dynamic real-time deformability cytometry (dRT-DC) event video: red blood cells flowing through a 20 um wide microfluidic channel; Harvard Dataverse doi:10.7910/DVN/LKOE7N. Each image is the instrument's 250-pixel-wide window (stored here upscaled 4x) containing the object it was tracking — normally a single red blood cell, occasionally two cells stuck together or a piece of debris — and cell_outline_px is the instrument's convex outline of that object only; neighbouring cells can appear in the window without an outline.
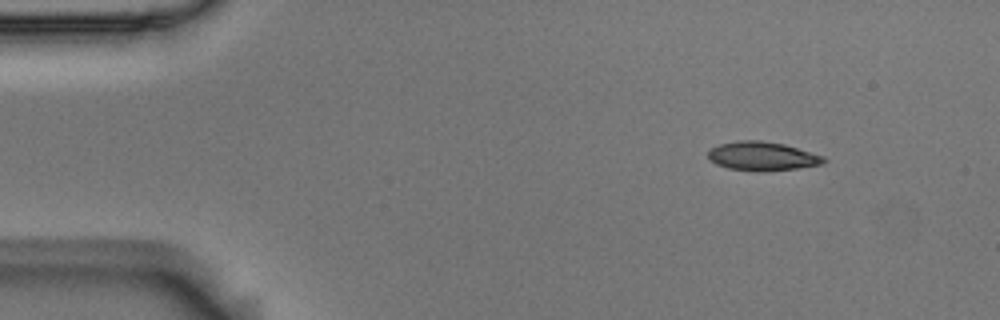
{"species": "Egyptian fruit bat (a non-hibernating species)", "species_latin": "Rousettus aegyptiacus", "temperature_condition": "room temperature", "stored_images_in_passage": 5, "camera_frame_rate_fps": 3000, "um_per_image_px": 0.085, "animal": {"sex": "male"}, "frame": {"image": 1, "passage_image": 2, "time_ms": 0.333, "image_size_px": [1000, 320], "cell_outline_px": [[828, 160], [824, 164], [796, 168], [760, 172], [756, 172], [728, 168], [716, 164], [708, 160], [708, 152], [712, 148], [720, 144], [736, 140], [760, 140], [784, 144], [824, 156]], "centroid_in_image_um": [64.79, 13.28], "position_along_channel_um": 20.2, "area_um2": 19.59}}
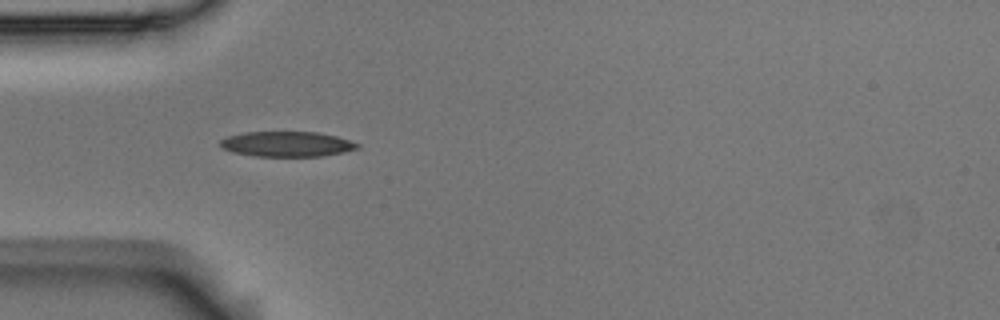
{"frame": {"image": 2, "passage_image": 4, "time_ms": 1.0, "image_size_px": [1000, 320], "cell_outline_px": [[360, 148], [324, 156], [256, 156], [232, 152], [220, 148], [220, 140], [228, 136], [244, 132], [316, 132], [336, 136], [360, 144]], "centroid_in_image_um": [24.36, 12.25], "position_along_channel_um": 60.6, "area_um2": 20.11}}
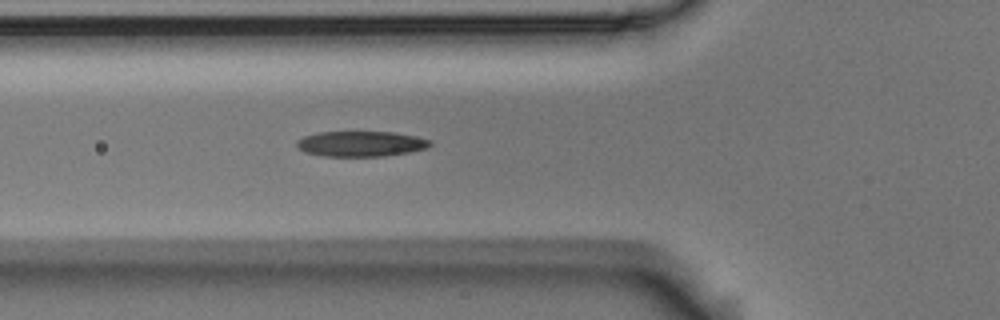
{"frame": {"image": 3, "passage_image": 5, "time_ms": 1.333, "image_size_px": [1000, 320], "cell_outline_px": [[432, 144], [428, 148], [408, 152], [384, 156], [324, 156], [304, 152], [296, 144], [296, 140], [304, 136], [320, 132], [396, 132], [416, 136], [432, 140]], "centroid_in_image_um": [30.71, 12.22], "position_along_channel_um": 95.1, "area_um2": 19.77}}